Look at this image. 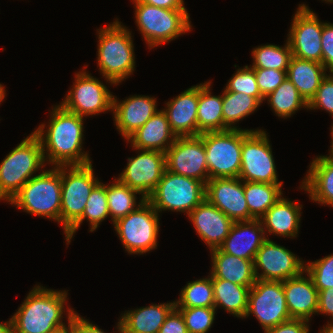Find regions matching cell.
I'll use <instances>...</instances> for the list:
<instances>
[{
    "mask_svg": "<svg viewBox=\"0 0 333 333\" xmlns=\"http://www.w3.org/2000/svg\"><path fill=\"white\" fill-rule=\"evenodd\" d=\"M50 114L48 126L43 123L33 131L41 142L45 162L53 167L92 163L82 149L84 117L65 110L60 104Z\"/></svg>",
    "mask_w": 333,
    "mask_h": 333,
    "instance_id": "6da1fadb",
    "label": "cell"
},
{
    "mask_svg": "<svg viewBox=\"0 0 333 333\" xmlns=\"http://www.w3.org/2000/svg\"><path fill=\"white\" fill-rule=\"evenodd\" d=\"M67 295L66 290L34 286L11 317L12 333H54L65 328L76 312L69 306L65 308ZM63 318L68 319L67 323Z\"/></svg>",
    "mask_w": 333,
    "mask_h": 333,
    "instance_id": "7a4b0ae2",
    "label": "cell"
},
{
    "mask_svg": "<svg viewBox=\"0 0 333 333\" xmlns=\"http://www.w3.org/2000/svg\"><path fill=\"white\" fill-rule=\"evenodd\" d=\"M118 19L98 32L97 67L111 85H118L133 74L135 52L131 31Z\"/></svg>",
    "mask_w": 333,
    "mask_h": 333,
    "instance_id": "3957f363",
    "label": "cell"
},
{
    "mask_svg": "<svg viewBox=\"0 0 333 333\" xmlns=\"http://www.w3.org/2000/svg\"><path fill=\"white\" fill-rule=\"evenodd\" d=\"M41 142L32 132L0 164V200L8 203L46 164Z\"/></svg>",
    "mask_w": 333,
    "mask_h": 333,
    "instance_id": "277c9868",
    "label": "cell"
},
{
    "mask_svg": "<svg viewBox=\"0 0 333 333\" xmlns=\"http://www.w3.org/2000/svg\"><path fill=\"white\" fill-rule=\"evenodd\" d=\"M41 171L21 187L9 204L60 223L61 166Z\"/></svg>",
    "mask_w": 333,
    "mask_h": 333,
    "instance_id": "5b68a950",
    "label": "cell"
},
{
    "mask_svg": "<svg viewBox=\"0 0 333 333\" xmlns=\"http://www.w3.org/2000/svg\"><path fill=\"white\" fill-rule=\"evenodd\" d=\"M135 22L147 46L158 47L191 31L187 9H164L142 2H133Z\"/></svg>",
    "mask_w": 333,
    "mask_h": 333,
    "instance_id": "8992f818",
    "label": "cell"
},
{
    "mask_svg": "<svg viewBox=\"0 0 333 333\" xmlns=\"http://www.w3.org/2000/svg\"><path fill=\"white\" fill-rule=\"evenodd\" d=\"M159 216L145 199L134 211L113 223L115 232L128 254L142 255L157 249Z\"/></svg>",
    "mask_w": 333,
    "mask_h": 333,
    "instance_id": "52a82bcc",
    "label": "cell"
},
{
    "mask_svg": "<svg viewBox=\"0 0 333 333\" xmlns=\"http://www.w3.org/2000/svg\"><path fill=\"white\" fill-rule=\"evenodd\" d=\"M205 191L206 185L202 181L165 170L147 200L158 213L171 210L188 215L205 199Z\"/></svg>",
    "mask_w": 333,
    "mask_h": 333,
    "instance_id": "ba28073f",
    "label": "cell"
},
{
    "mask_svg": "<svg viewBox=\"0 0 333 333\" xmlns=\"http://www.w3.org/2000/svg\"><path fill=\"white\" fill-rule=\"evenodd\" d=\"M92 163L61 166L60 225L64 233L82 216L88 197L100 182Z\"/></svg>",
    "mask_w": 333,
    "mask_h": 333,
    "instance_id": "9c48e42d",
    "label": "cell"
},
{
    "mask_svg": "<svg viewBox=\"0 0 333 333\" xmlns=\"http://www.w3.org/2000/svg\"><path fill=\"white\" fill-rule=\"evenodd\" d=\"M268 134L263 129H242L241 171L242 181L269 184L279 182Z\"/></svg>",
    "mask_w": 333,
    "mask_h": 333,
    "instance_id": "30bf717a",
    "label": "cell"
},
{
    "mask_svg": "<svg viewBox=\"0 0 333 333\" xmlns=\"http://www.w3.org/2000/svg\"><path fill=\"white\" fill-rule=\"evenodd\" d=\"M199 137L205 147L209 179L239 177L242 129L206 132Z\"/></svg>",
    "mask_w": 333,
    "mask_h": 333,
    "instance_id": "8fae6325",
    "label": "cell"
},
{
    "mask_svg": "<svg viewBox=\"0 0 333 333\" xmlns=\"http://www.w3.org/2000/svg\"><path fill=\"white\" fill-rule=\"evenodd\" d=\"M75 73V82L60 105L67 111L82 117L111 111L113 94L103 82L81 69Z\"/></svg>",
    "mask_w": 333,
    "mask_h": 333,
    "instance_id": "7c38bea8",
    "label": "cell"
},
{
    "mask_svg": "<svg viewBox=\"0 0 333 333\" xmlns=\"http://www.w3.org/2000/svg\"><path fill=\"white\" fill-rule=\"evenodd\" d=\"M250 314L258 319L264 330L290 320L283 281L257 279L250 288L244 318Z\"/></svg>",
    "mask_w": 333,
    "mask_h": 333,
    "instance_id": "4fadbf2b",
    "label": "cell"
},
{
    "mask_svg": "<svg viewBox=\"0 0 333 333\" xmlns=\"http://www.w3.org/2000/svg\"><path fill=\"white\" fill-rule=\"evenodd\" d=\"M317 17L306 4H299L287 35L292 56L322 63L321 36L324 22Z\"/></svg>",
    "mask_w": 333,
    "mask_h": 333,
    "instance_id": "5bb4252c",
    "label": "cell"
},
{
    "mask_svg": "<svg viewBox=\"0 0 333 333\" xmlns=\"http://www.w3.org/2000/svg\"><path fill=\"white\" fill-rule=\"evenodd\" d=\"M165 155L166 170L206 185L209 173L204 143L199 136L177 137Z\"/></svg>",
    "mask_w": 333,
    "mask_h": 333,
    "instance_id": "9a60e30c",
    "label": "cell"
},
{
    "mask_svg": "<svg viewBox=\"0 0 333 333\" xmlns=\"http://www.w3.org/2000/svg\"><path fill=\"white\" fill-rule=\"evenodd\" d=\"M117 179L147 199L156 189L166 170V155L160 151L138 150Z\"/></svg>",
    "mask_w": 333,
    "mask_h": 333,
    "instance_id": "2e32d148",
    "label": "cell"
},
{
    "mask_svg": "<svg viewBox=\"0 0 333 333\" xmlns=\"http://www.w3.org/2000/svg\"><path fill=\"white\" fill-rule=\"evenodd\" d=\"M304 263L290 250L266 239L256 253L254 270L257 279L284 281L304 272Z\"/></svg>",
    "mask_w": 333,
    "mask_h": 333,
    "instance_id": "e0dca14e",
    "label": "cell"
},
{
    "mask_svg": "<svg viewBox=\"0 0 333 333\" xmlns=\"http://www.w3.org/2000/svg\"><path fill=\"white\" fill-rule=\"evenodd\" d=\"M205 198L234 222L250 221L243 181L239 177L209 179Z\"/></svg>",
    "mask_w": 333,
    "mask_h": 333,
    "instance_id": "ac0fdd59",
    "label": "cell"
},
{
    "mask_svg": "<svg viewBox=\"0 0 333 333\" xmlns=\"http://www.w3.org/2000/svg\"><path fill=\"white\" fill-rule=\"evenodd\" d=\"M188 218L210 251L222 245L234 224L232 219L206 198L188 214Z\"/></svg>",
    "mask_w": 333,
    "mask_h": 333,
    "instance_id": "d6986e66",
    "label": "cell"
},
{
    "mask_svg": "<svg viewBox=\"0 0 333 333\" xmlns=\"http://www.w3.org/2000/svg\"><path fill=\"white\" fill-rule=\"evenodd\" d=\"M155 97L132 95L119 102L113 96V117L115 126L126 140L141 126H143L156 112Z\"/></svg>",
    "mask_w": 333,
    "mask_h": 333,
    "instance_id": "ffe728a7",
    "label": "cell"
},
{
    "mask_svg": "<svg viewBox=\"0 0 333 333\" xmlns=\"http://www.w3.org/2000/svg\"><path fill=\"white\" fill-rule=\"evenodd\" d=\"M165 108L163 111L176 137L198 136V85L191 86L166 102Z\"/></svg>",
    "mask_w": 333,
    "mask_h": 333,
    "instance_id": "44dd1931",
    "label": "cell"
},
{
    "mask_svg": "<svg viewBox=\"0 0 333 333\" xmlns=\"http://www.w3.org/2000/svg\"><path fill=\"white\" fill-rule=\"evenodd\" d=\"M266 239L269 238L264 233L260 219L236 221L219 249L254 262L257 251Z\"/></svg>",
    "mask_w": 333,
    "mask_h": 333,
    "instance_id": "7402d4cb",
    "label": "cell"
},
{
    "mask_svg": "<svg viewBox=\"0 0 333 333\" xmlns=\"http://www.w3.org/2000/svg\"><path fill=\"white\" fill-rule=\"evenodd\" d=\"M283 289L291 319L309 321L317 314L318 290L306 271L284 280Z\"/></svg>",
    "mask_w": 333,
    "mask_h": 333,
    "instance_id": "603a6c76",
    "label": "cell"
},
{
    "mask_svg": "<svg viewBox=\"0 0 333 333\" xmlns=\"http://www.w3.org/2000/svg\"><path fill=\"white\" fill-rule=\"evenodd\" d=\"M171 130L167 116L163 110H158L143 126L128 139L131 147L137 150L166 152L176 140Z\"/></svg>",
    "mask_w": 333,
    "mask_h": 333,
    "instance_id": "cb8c5ba5",
    "label": "cell"
},
{
    "mask_svg": "<svg viewBox=\"0 0 333 333\" xmlns=\"http://www.w3.org/2000/svg\"><path fill=\"white\" fill-rule=\"evenodd\" d=\"M301 210L300 203L288 200L282 195L260 218L264 233L296 238L300 227Z\"/></svg>",
    "mask_w": 333,
    "mask_h": 333,
    "instance_id": "d4e9b609",
    "label": "cell"
},
{
    "mask_svg": "<svg viewBox=\"0 0 333 333\" xmlns=\"http://www.w3.org/2000/svg\"><path fill=\"white\" fill-rule=\"evenodd\" d=\"M301 183L300 189L309 193L311 201L333 207V157H315Z\"/></svg>",
    "mask_w": 333,
    "mask_h": 333,
    "instance_id": "484cf974",
    "label": "cell"
},
{
    "mask_svg": "<svg viewBox=\"0 0 333 333\" xmlns=\"http://www.w3.org/2000/svg\"><path fill=\"white\" fill-rule=\"evenodd\" d=\"M174 308L175 301H169L125 311L119 319L121 333H158Z\"/></svg>",
    "mask_w": 333,
    "mask_h": 333,
    "instance_id": "4316f807",
    "label": "cell"
},
{
    "mask_svg": "<svg viewBox=\"0 0 333 333\" xmlns=\"http://www.w3.org/2000/svg\"><path fill=\"white\" fill-rule=\"evenodd\" d=\"M211 278H219L251 288L257 280L252 260L222 252L219 248L211 250Z\"/></svg>",
    "mask_w": 333,
    "mask_h": 333,
    "instance_id": "83f0119b",
    "label": "cell"
},
{
    "mask_svg": "<svg viewBox=\"0 0 333 333\" xmlns=\"http://www.w3.org/2000/svg\"><path fill=\"white\" fill-rule=\"evenodd\" d=\"M326 71L322 63L292 56L287 70V78L309 103L327 75Z\"/></svg>",
    "mask_w": 333,
    "mask_h": 333,
    "instance_id": "f1b7e54d",
    "label": "cell"
},
{
    "mask_svg": "<svg viewBox=\"0 0 333 333\" xmlns=\"http://www.w3.org/2000/svg\"><path fill=\"white\" fill-rule=\"evenodd\" d=\"M210 80L198 85V136L206 132L223 131L222 95L213 96Z\"/></svg>",
    "mask_w": 333,
    "mask_h": 333,
    "instance_id": "f546056e",
    "label": "cell"
},
{
    "mask_svg": "<svg viewBox=\"0 0 333 333\" xmlns=\"http://www.w3.org/2000/svg\"><path fill=\"white\" fill-rule=\"evenodd\" d=\"M214 307H222L227 313L244 319L250 288L230 281L212 278Z\"/></svg>",
    "mask_w": 333,
    "mask_h": 333,
    "instance_id": "4dcf8cb0",
    "label": "cell"
},
{
    "mask_svg": "<svg viewBox=\"0 0 333 333\" xmlns=\"http://www.w3.org/2000/svg\"><path fill=\"white\" fill-rule=\"evenodd\" d=\"M283 184L243 181L250 220L260 219L282 196Z\"/></svg>",
    "mask_w": 333,
    "mask_h": 333,
    "instance_id": "1f68e13d",
    "label": "cell"
},
{
    "mask_svg": "<svg viewBox=\"0 0 333 333\" xmlns=\"http://www.w3.org/2000/svg\"><path fill=\"white\" fill-rule=\"evenodd\" d=\"M108 216L110 215L106 195V184L100 181L91 191L82 216L64 233L66 244H70L71 239L74 238L73 236L80 228L83 220L87 219V221H89V231L93 232Z\"/></svg>",
    "mask_w": 333,
    "mask_h": 333,
    "instance_id": "d6a6232c",
    "label": "cell"
},
{
    "mask_svg": "<svg viewBox=\"0 0 333 333\" xmlns=\"http://www.w3.org/2000/svg\"><path fill=\"white\" fill-rule=\"evenodd\" d=\"M261 104L256 97L242 92H230L224 88L222 93L223 131L241 130L235 124L254 113Z\"/></svg>",
    "mask_w": 333,
    "mask_h": 333,
    "instance_id": "836d02e7",
    "label": "cell"
},
{
    "mask_svg": "<svg viewBox=\"0 0 333 333\" xmlns=\"http://www.w3.org/2000/svg\"><path fill=\"white\" fill-rule=\"evenodd\" d=\"M264 100H267L271 110L281 118H289L301 108L308 110V103L288 78L264 97Z\"/></svg>",
    "mask_w": 333,
    "mask_h": 333,
    "instance_id": "e575fe53",
    "label": "cell"
},
{
    "mask_svg": "<svg viewBox=\"0 0 333 333\" xmlns=\"http://www.w3.org/2000/svg\"><path fill=\"white\" fill-rule=\"evenodd\" d=\"M113 182L106 185L108 209L112 223L134 211L145 200L144 197H141L137 204L136 194L141 195L138 191L131 189L116 178Z\"/></svg>",
    "mask_w": 333,
    "mask_h": 333,
    "instance_id": "d590c367",
    "label": "cell"
},
{
    "mask_svg": "<svg viewBox=\"0 0 333 333\" xmlns=\"http://www.w3.org/2000/svg\"><path fill=\"white\" fill-rule=\"evenodd\" d=\"M176 308L214 307V293L210 275L188 282L181 290Z\"/></svg>",
    "mask_w": 333,
    "mask_h": 333,
    "instance_id": "8d00e7d4",
    "label": "cell"
},
{
    "mask_svg": "<svg viewBox=\"0 0 333 333\" xmlns=\"http://www.w3.org/2000/svg\"><path fill=\"white\" fill-rule=\"evenodd\" d=\"M284 46L265 44L252 50V68H264L287 71L292 51L288 40Z\"/></svg>",
    "mask_w": 333,
    "mask_h": 333,
    "instance_id": "74e56055",
    "label": "cell"
},
{
    "mask_svg": "<svg viewBox=\"0 0 333 333\" xmlns=\"http://www.w3.org/2000/svg\"><path fill=\"white\" fill-rule=\"evenodd\" d=\"M185 321L188 333H207L215 320V307L177 308Z\"/></svg>",
    "mask_w": 333,
    "mask_h": 333,
    "instance_id": "f35d334b",
    "label": "cell"
},
{
    "mask_svg": "<svg viewBox=\"0 0 333 333\" xmlns=\"http://www.w3.org/2000/svg\"><path fill=\"white\" fill-rule=\"evenodd\" d=\"M235 74L228 80L225 89L230 92H242L256 97L261 103L264 97L261 95L257 85L254 68L248 65L238 68Z\"/></svg>",
    "mask_w": 333,
    "mask_h": 333,
    "instance_id": "ab89813d",
    "label": "cell"
},
{
    "mask_svg": "<svg viewBox=\"0 0 333 333\" xmlns=\"http://www.w3.org/2000/svg\"><path fill=\"white\" fill-rule=\"evenodd\" d=\"M305 271L311 276L318 291L333 288V254L305 263Z\"/></svg>",
    "mask_w": 333,
    "mask_h": 333,
    "instance_id": "60d3db41",
    "label": "cell"
},
{
    "mask_svg": "<svg viewBox=\"0 0 333 333\" xmlns=\"http://www.w3.org/2000/svg\"><path fill=\"white\" fill-rule=\"evenodd\" d=\"M308 109L326 110L333 117V73L324 77L315 96L308 103Z\"/></svg>",
    "mask_w": 333,
    "mask_h": 333,
    "instance_id": "b9f144b4",
    "label": "cell"
},
{
    "mask_svg": "<svg viewBox=\"0 0 333 333\" xmlns=\"http://www.w3.org/2000/svg\"><path fill=\"white\" fill-rule=\"evenodd\" d=\"M257 85L263 97L273 92L287 78V71L254 68Z\"/></svg>",
    "mask_w": 333,
    "mask_h": 333,
    "instance_id": "7bdbcfd3",
    "label": "cell"
},
{
    "mask_svg": "<svg viewBox=\"0 0 333 333\" xmlns=\"http://www.w3.org/2000/svg\"><path fill=\"white\" fill-rule=\"evenodd\" d=\"M321 46L322 64L329 73H333V23L324 22Z\"/></svg>",
    "mask_w": 333,
    "mask_h": 333,
    "instance_id": "ee69618b",
    "label": "cell"
},
{
    "mask_svg": "<svg viewBox=\"0 0 333 333\" xmlns=\"http://www.w3.org/2000/svg\"><path fill=\"white\" fill-rule=\"evenodd\" d=\"M158 333H188L184 318L176 307L169 313Z\"/></svg>",
    "mask_w": 333,
    "mask_h": 333,
    "instance_id": "f6af8a7d",
    "label": "cell"
},
{
    "mask_svg": "<svg viewBox=\"0 0 333 333\" xmlns=\"http://www.w3.org/2000/svg\"><path fill=\"white\" fill-rule=\"evenodd\" d=\"M117 330L121 333L120 322L117 323ZM70 333H106L98 327V325L92 324L88 319L80 316L77 312L70 319Z\"/></svg>",
    "mask_w": 333,
    "mask_h": 333,
    "instance_id": "bcb514c9",
    "label": "cell"
},
{
    "mask_svg": "<svg viewBox=\"0 0 333 333\" xmlns=\"http://www.w3.org/2000/svg\"><path fill=\"white\" fill-rule=\"evenodd\" d=\"M309 322L302 319H290L275 327L264 330L265 333H309Z\"/></svg>",
    "mask_w": 333,
    "mask_h": 333,
    "instance_id": "7dc6e473",
    "label": "cell"
},
{
    "mask_svg": "<svg viewBox=\"0 0 333 333\" xmlns=\"http://www.w3.org/2000/svg\"><path fill=\"white\" fill-rule=\"evenodd\" d=\"M317 314H326L333 322V288L318 291Z\"/></svg>",
    "mask_w": 333,
    "mask_h": 333,
    "instance_id": "c3c4849f",
    "label": "cell"
},
{
    "mask_svg": "<svg viewBox=\"0 0 333 333\" xmlns=\"http://www.w3.org/2000/svg\"><path fill=\"white\" fill-rule=\"evenodd\" d=\"M164 9H186L184 0H132Z\"/></svg>",
    "mask_w": 333,
    "mask_h": 333,
    "instance_id": "681fc988",
    "label": "cell"
},
{
    "mask_svg": "<svg viewBox=\"0 0 333 333\" xmlns=\"http://www.w3.org/2000/svg\"><path fill=\"white\" fill-rule=\"evenodd\" d=\"M0 333H12V322L11 319L6 322H0Z\"/></svg>",
    "mask_w": 333,
    "mask_h": 333,
    "instance_id": "f907efd6",
    "label": "cell"
},
{
    "mask_svg": "<svg viewBox=\"0 0 333 333\" xmlns=\"http://www.w3.org/2000/svg\"><path fill=\"white\" fill-rule=\"evenodd\" d=\"M319 333H333V322L329 323L328 321L327 325H325Z\"/></svg>",
    "mask_w": 333,
    "mask_h": 333,
    "instance_id": "816d5d0a",
    "label": "cell"
},
{
    "mask_svg": "<svg viewBox=\"0 0 333 333\" xmlns=\"http://www.w3.org/2000/svg\"><path fill=\"white\" fill-rule=\"evenodd\" d=\"M6 97V90L5 87L0 83V104L4 101V98Z\"/></svg>",
    "mask_w": 333,
    "mask_h": 333,
    "instance_id": "f5cc1de1",
    "label": "cell"
},
{
    "mask_svg": "<svg viewBox=\"0 0 333 333\" xmlns=\"http://www.w3.org/2000/svg\"><path fill=\"white\" fill-rule=\"evenodd\" d=\"M54 333H70V319L68 321V326H66L65 328L60 329Z\"/></svg>",
    "mask_w": 333,
    "mask_h": 333,
    "instance_id": "db71d44e",
    "label": "cell"
},
{
    "mask_svg": "<svg viewBox=\"0 0 333 333\" xmlns=\"http://www.w3.org/2000/svg\"><path fill=\"white\" fill-rule=\"evenodd\" d=\"M330 129H331L330 131H331V139L332 140H331V146H330L331 148H330V151H329L330 153L329 154H330L331 157H333V124H332Z\"/></svg>",
    "mask_w": 333,
    "mask_h": 333,
    "instance_id": "11a10c76",
    "label": "cell"
},
{
    "mask_svg": "<svg viewBox=\"0 0 333 333\" xmlns=\"http://www.w3.org/2000/svg\"><path fill=\"white\" fill-rule=\"evenodd\" d=\"M322 1H325L326 3L328 2V3H333V0H322Z\"/></svg>",
    "mask_w": 333,
    "mask_h": 333,
    "instance_id": "9f6ffc18",
    "label": "cell"
}]
</instances>
